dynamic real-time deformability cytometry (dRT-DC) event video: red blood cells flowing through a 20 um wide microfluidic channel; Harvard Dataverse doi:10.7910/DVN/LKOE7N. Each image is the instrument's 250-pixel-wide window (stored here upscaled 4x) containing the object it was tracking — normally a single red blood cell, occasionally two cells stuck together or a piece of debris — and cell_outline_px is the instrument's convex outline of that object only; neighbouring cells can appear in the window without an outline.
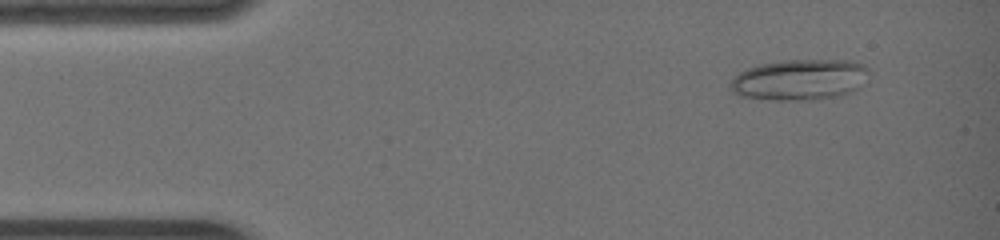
{"species": "common noctule bat (a hibernating species)", "species_latin": "Nyctalus noctula", "temperature_condition": "warm", "stored_images_in_passage": 11, "camera_frame_rate_fps": 3000, "um_per_image_px": 0.085, "animal": {"sex": "female", "body_mass_g": 19.0, "forearm_length_mm": 51.5}, "frame": {"image": 1, "passage_image": 4, "time_ms": 1.0, "image_size_px": [1000, 240], "cell_outline_px": [[868, 68], [864, 84], [852, 92], [840, 96], [812, 100], [772, 100], [740, 96], [732, 92], [728, 84], [740, 72], [748, 68], [760, 64], [784, 60], [848, 60], [864, 64]], "centroid_in_image_um": [67.98, 6.78], "position_along_channel_um": 17.0, "area_um2": 33.23}}